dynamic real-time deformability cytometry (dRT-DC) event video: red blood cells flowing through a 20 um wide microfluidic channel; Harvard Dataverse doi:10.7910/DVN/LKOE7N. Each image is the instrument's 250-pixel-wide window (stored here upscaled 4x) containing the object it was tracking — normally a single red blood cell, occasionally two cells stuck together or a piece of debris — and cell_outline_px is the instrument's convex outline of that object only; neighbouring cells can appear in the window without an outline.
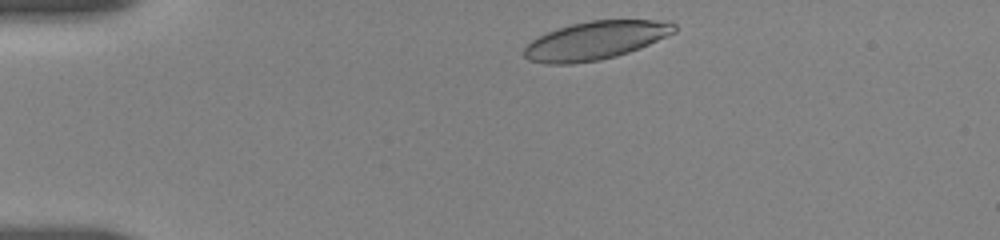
{"species": "human", "species_latin": "Homo sapiens", "temperature_condition": "room temperature", "stored_images_in_passage": 59, "camera_frame_rate_fps": 3000, "um_per_image_px": 0.085, "donor": {"sex": "female"}, "frame": {"image": 1, "passage_image": 2, "time_ms": 0.333, "image_size_px": [1000, 240], "cell_outline_px": [[676, 32], [648, 44], [628, 52], [616, 56], [600, 60], [572, 64], [548, 64], [528, 60], [524, 56], [524, 48], [532, 40], [548, 32], [572, 24], [592, 20], [668, 20], [676, 24]], "centroid_in_image_um": [50.63, 3.44], "position_along_channel_um": 34.4, "area_um2": 33.29}}
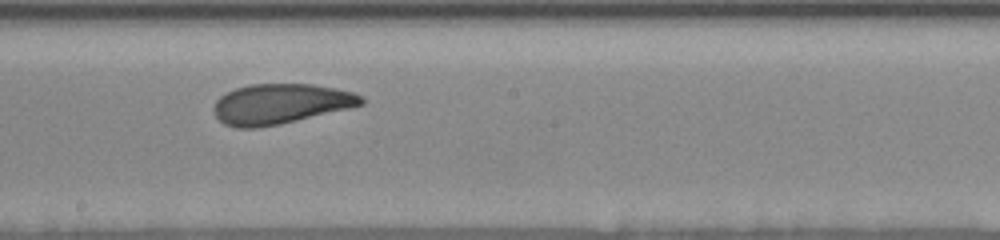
{"frame": {"image": 2, "passage_image": 31, "time_ms": 7.0, "image_size_px": [1000, 240], "cell_outline_px": [[364, 104], [348, 108], [280, 124], [256, 128], [236, 128], [224, 124], [212, 112], [212, 108], [216, 100], [220, 96], [236, 88], [252, 84], [312, 84], [336, 88], [352, 92], [360, 96], [364, 100]], "centroid_in_image_um": [23.79, 8.83], "position_along_channel_um": 224.4, "area_um2": 34.33}}
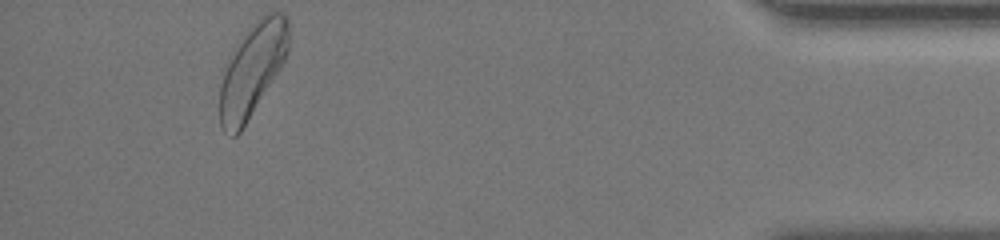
{"frame": {"image": 3, "passage_image": 59, "time_ms": 13.667, "image_size_px": [1000, 240], "cell_outline_px": [[288, 48], [284, 60], [280, 68], [240, 132], [236, 136], [232, 136], [224, 132], [220, 124], [220, 84], [228, 56], [236, 40], [260, 16], [268, 12], [284, 12], [288, 16]], "centroid_in_image_um": [21.42, 5.88], "position_along_channel_um": 413.8, "area_um2": 37.28}, "authors_computed_cell_mechanics": {"area_um2": 34.5644, "velocity_mm_per_s": 3.6367, "shape_relaxation_time_tau1_ms": 5.7245, "shape_relaxation_time_tau2_ms": 1.9946, "deformation_change_tau1": 0.164, "deformation_change_tau2": 0.0774}}